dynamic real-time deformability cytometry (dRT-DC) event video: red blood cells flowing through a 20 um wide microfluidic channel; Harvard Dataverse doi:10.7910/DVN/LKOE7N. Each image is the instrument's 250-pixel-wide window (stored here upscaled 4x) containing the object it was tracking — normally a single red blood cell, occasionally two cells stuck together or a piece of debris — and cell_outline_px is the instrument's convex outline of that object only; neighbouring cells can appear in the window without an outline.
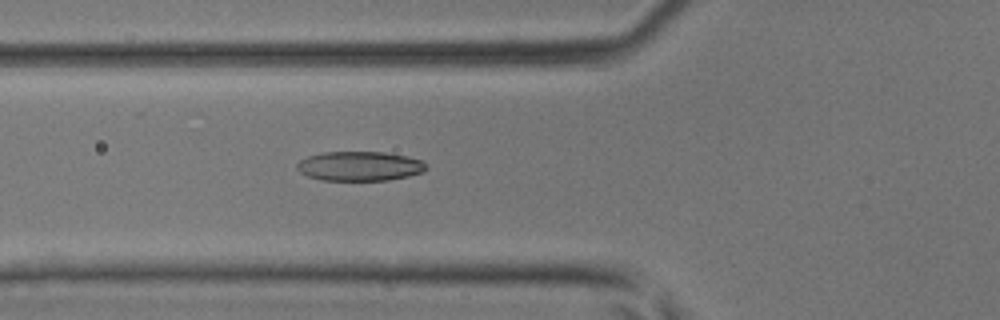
{"species": "common noctule bat (a hibernating species)", "species_latin": "Nyctalus noctula", "temperature_condition": "room temperature", "stored_images_in_passage": 47, "camera_frame_rate_fps": 3000, "um_per_image_px": 0.085, "animal": {"sex": "male", "body_mass_g": 17.9, "forearm_length_mm": 54.2}, "frame": {"image": 1, "passage_image": 18, "time_ms": 5.667, "image_size_px": [1000, 320], "cell_outline_px": [[428, 168], [424, 172], [408, 176], [388, 180], [320, 180], [308, 176], [300, 172], [296, 168], [296, 164], [300, 160], [308, 156], [320, 152], [384, 152], [408, 156], [420, 160], [428, 164]], "centroid_in_image_um": [30.58, 14.12], "position_along_channel_um": 95.2, "area_um2": 22.37}}
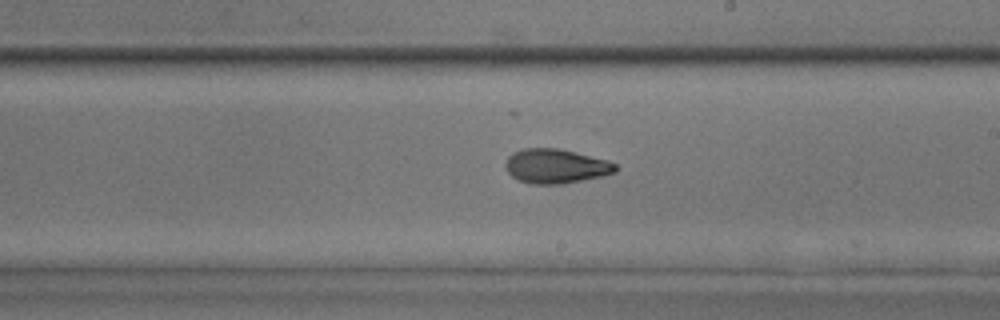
{"frame": {"image": 2, "passage_image": 28, "time_ms": 9.0, "image_size_px": [1000, 320], "cell_outline_px": [[616, 172], [604, 176], [564, 184], [528, 184], [516, 180], [504, 168], [504, 164], [508, 156], [512, 152], [524, 148], [560, 148], [608, 160], [616, 164]], "centroid_in_image_um": [47.22, 14.13], "position_along_channel_um": 241.8, "area_um2": 22.48}}
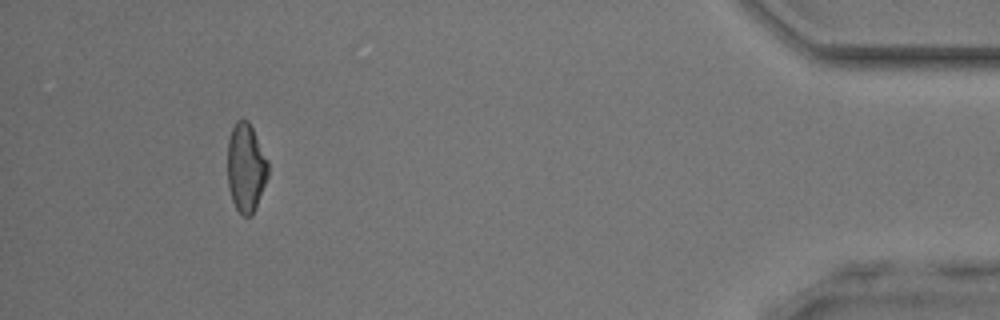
{"frame": {"image": 3, "passage_image": 44, "time_ms": 14.333, "image_size_px": [1000, 320], "cell_outline_px": [[268, 176], [252, 216], [244, 216], [236, 208], [232, 200], [228, 184], [228, 140], [232, 128], [236, 120], [248, 120], [268, 160]], "centroid_in_image_um": [20.9, 14.25], "position_along_channel_um": 414.3, "area_um2": 20.75}}